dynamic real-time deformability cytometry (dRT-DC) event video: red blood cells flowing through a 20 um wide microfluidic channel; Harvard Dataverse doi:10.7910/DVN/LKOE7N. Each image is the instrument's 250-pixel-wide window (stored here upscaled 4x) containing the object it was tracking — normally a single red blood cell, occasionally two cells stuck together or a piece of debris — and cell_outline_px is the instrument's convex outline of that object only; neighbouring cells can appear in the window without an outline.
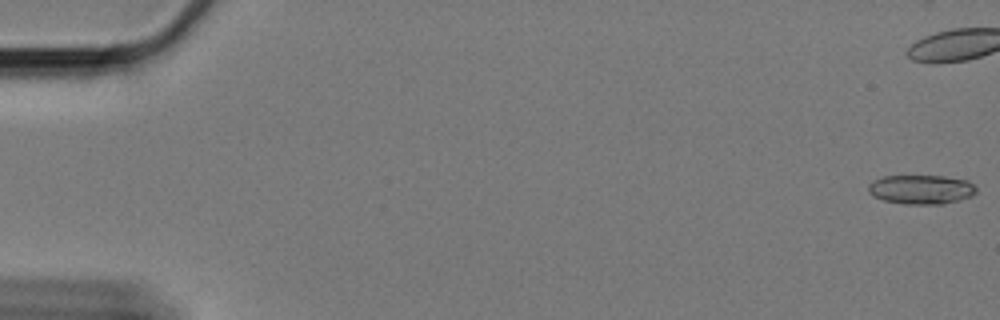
{"species": "Egyptian fruit bat (a non-hibernating species)", "species_latin": "Rousettus aegyptiacus", "temperature_condition": "cold", "stored_images_in_passage": 20, "camera_frame_rate_fps": 3000, "um_per_image_px": 0.085, "animal": {"sex": "female"}, "frame": {"image": 1, "passage_image": 1, "time_ms": 0.0, "image_size_px": [1000, 320], "cell_outline_px": [[976, 192], [972, 196], [960, 200], [944, 204], [904, 204], [884, 200], [872, 196], [868, 192], [868, 184], [872, 180], [884, 176], [944, 176], [968, 180], [976, 188]], "centroid_in_image_um": [78.29, 16.1], "position_along_channel_um": 6.7, "area_um2": 18.55}}